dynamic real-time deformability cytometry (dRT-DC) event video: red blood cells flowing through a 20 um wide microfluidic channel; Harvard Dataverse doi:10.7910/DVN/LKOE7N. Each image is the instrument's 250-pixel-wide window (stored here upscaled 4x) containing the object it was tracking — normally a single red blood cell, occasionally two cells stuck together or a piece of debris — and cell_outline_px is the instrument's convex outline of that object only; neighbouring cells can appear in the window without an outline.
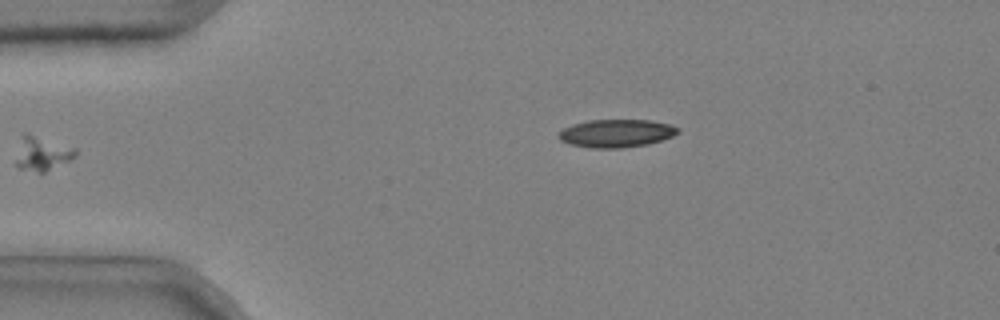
{"species": "common noctule bat (a hibernating species)", "species_latin": "Nyctalus noctula", "temperature_condition": "cold", "stored_images_in_passage": 3, "camera_frame_rate_fps": 3000, "um_per_image_px": 0.085, "animal": {"sex": "male", "body_mass_g": 20.4}, "frame": {"image": 1, "passage_image": 2, "time_ms": 0.333, "image_size_px": [1000, 320], "cell_outline_px": [[76, 156], [44, 172], [36, 172], [20, 168], [16, 164], [16, 160], [20, 136], [24, 132], [76, 148]], "centroid_in_image_um": [3.55, 13.04], "position_along_channel_um": 81.5, "area_um2": 11.56}}